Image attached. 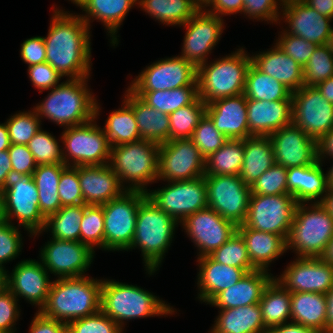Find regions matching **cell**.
<instances>
[{
  "label": "cell",
  "mask_w": 333,
  "mask_h": 333,
  "mask_svg": "<svg viewBox=\"0 0 333 333\" xmlns=\"http://www.w3.org/2000/svg\"><path fill=\"white\" fill-rule=\"evenodd\" d=\"M52 6L48 34L43 37L46 62L66 79L91 77V29L78 13Z\"/></svg>",
  "instance_id": "1"
},
{
  "label": "cell",
  "mask_w": 333,
  "mask_h": 333,
  "mask_svg": "<svg viewBox=\"0 0 333 333\" xmlns=\"http://www.w3.org/2000/svg\"><path fill=\"white\" fill-rule=\"evenodd\" d=\"M102 279L69 277L53 279L42 315L68 324L101 310Z\"/></svg>",
  "instance_id": "2"
},
{
  "label": "cell",
  "mask_w": 333,
  "mask_h": 333,
  "mask_svg": "<svg viewBox=\"0 0 333 333\" xmlns=\"http://www.w3.org/2000/svg\"><path fill=\"white\" fill-rule=\"evenodd\" d=\"M101 311L123 330L132 319L177 314L173 306L148 290L115 279H103Z\"/></svg>",
  "instance_id": "3"
},
{
  "label": "cell",
  "mask_w": 333,
  "mask_h": 333,
  "mask_svg": "<svg viewBox=\"0 0 333 333\" xmlns=\"http://www.w3.org/2000/svg\"><path fill=\"white\" fill-rule=\"evenodd\" d=\"M89 78L66 79L50 89L47 97L33 107L41 122L44 117L67 128L85 124L95 118L97 99L88 88Z\"/></svg>",
  "instance_id": "4"
},
{
  "label": "cell",
  "mask_w": 333,
  "mask_h": 333,
  "mask_svg": "<svg viewBox=\"0 0 333 333\" xmlns=\"http://www.w3.org/2000/svg\"><path fill=\"white\" fill-rule=\"evenodd\" d=\"M180 225L170 215L146 198L138 208L136 229L131 246L126 251L139 249L148 275H154L168 253L176 228Z\"/></svg>",
  "instance_id": "5"
},
{
  "label": "cell",
  "mask_w": 333,
  "mask_h": 333,
  "mask_svg": "<svg viewBox=\"0 0 333 333\" xmlns=\"http://www.w3.org/2000/svg\"><path fill=\"white\" fill-rule=\"evenodd\" d=\"M252 62L243 46L231 54L205 62L197 68L199 97L205 104L244 94L246 73Z\"/></svg>",
  "instance_id": "6"
},
{
  "label": "cell",
  "mask_w": 333,
  "mask_h": 333,
  "mask_svg": "<svg viewBox=\"0 0 333 333\" xmlns=\"http://www.w3.org/2000/svg\"><path fill=\"white\" fill-rule=\"evenodd\" d=\"M159 150L160 144L143 139L111 146L109 165L126 190L147 192L158 182Z\"/></svg>",
  "instance_id": "7"
},
{
  "label": "cell",
  "mask_w": 333,
  "mask_h": 333,
  "mask_svg": "<svg viewBox=\"0 0 333 333\" xmlns=\"http://www.w3.org/2000/svg\"><path fill=\"white\" fill-rule=\"evenodd\" d=\"M333 237V217L320 203L297 204L287 250L297 257L321 258Z\"/></svg>",
  "instance_id": "8"
},
{
  "label": "cell",
  "mask_w": 333,
  "mask_h": 333,
  "mask_svg": "<svg viewBox=\"0 0 333 333\" xmlns=\"http://www.w3.org/2000/svg\"><path fill=\"white\" fill-rule=\"evenodd\" d=\"M100 110V103L96 100L95 118L82 125L63 128L60 140L66 166L109 164L111 146L96 121Z\"/></svg>",
  "instance_id": "9"
},
{
  "label": "cell",
  "mask_w": 333,
  "mask_h": 333,
  "mask_svg": "<svg viewBox=\"0 0 333 333\" xmlns=\"http://www.w3.org/2000/svg\"><path fill=\"white\" fill-rule=\"evenodd\" d=\"M146 192L126 190L103 207L105 251H126L133 241L139 205L146 199Z\"/></svg>",
  "instance_id": "10"
},
{
  "label": "cell",
  "mask_w": 333,
  "mask_h": 333,
  "mask_svg": "<svg viewBox=\"0 0 333 333\" xmlns=\"http://www.w3.org/2000/svg\"><path fill=\"white\" fill-rule=\"evenodd\" d=\"M6 221L24 227L29 236L43 230L45 217L39 209V195L32 174L12 175L3 189Z\"/></svg>",
  "instance_id": "11"
},
{
  "label": "cell",
  "mask_w": 333,
  "mask_h": 333,
  "mask_svg": "<svg viewBox=\"0 0 333 333\" xmlns=\"http://www.w3.org/2000/svg\"><path fill=\"white\" fill-rule=\"evenodd\" d=\"M146 197L178 223L187 216L208 208L204 176L192 180L167 181L165 186L148 189Z\"/></svg>",
  "instance_id": "12"
},
{
  "label": "cell",
  "mask_w": 333,
  "mask_h": 333,
  "mask_svg": "<svg viewBox=\"0 0 333 333\" xmlns=\"http://www.w3.org/2000/svg\"><path fill=\"white\" fill-rule=\"evenodd\" d=\"M204 178L208 207L236 226L244 224L252 194L250 186L239 175H211Z\"/></svg>",
  "instance_id": "13"
},
{
  "label": "cell",
  "mask_w": 333,
  "mask_h": 333,
  "mask_svg": "<svg viewBox=\"0 0 333 333\" xmlns=\"http://www.w3.org/2000/svg\"><path fill=\"white\" fill-rule=\"evenodd\" d=\"M297 204L290 194H251L244 225L257 231L278 234L287 241Z\"/></svg>",
  "instance_id": "14"
},
{
  "label": "cell",
  "mask_w": 333,
  "mask_h": 333,
  "mask_svg": "<svg viewBox=\"0 0 333 333\" xmlns=\"http://www.w3.org/2000/svg\"><path fill=\"white\" fill-rule=\"evenodd\" d=\"M198 86L197 68L181 56L166 57L146 66L131 81V91H163Z\"/></svg>",
  "instance_id": "15"
},
{
  "label": "cell",
  "mask_w": 333,
  "mask_h": 333,
  "mask_svg": "<svg viewBox=\"0 0 333 333\" xmlns=\"http://www.w3.org/2000/svg\"><path fill=\"white\" fill-rule=\"evenodd\" d=\"M292 123L315 141L333 128V104L315 86H302L291 95Z\"/></svg>",
  "instance_id": "16"
},
{
  "label": "cell",
  "mask_w": 333,
  "mask_h": 333,
  "mask_svg": "<svg viewBox=\"0 0 333 333\" xmlns=\"http://www.w3.org/2000/svg\"><path fill=\"white\" fill-rule=\"evenodd\" d=\"M50 240V241H49ZM40 248L39 259L49 274L57 278L86 276L95 251L80 241L50 238Z\"/></svg>",
  "instance_id": "17"
},
{
  "label": "cell",
  "mask_w": 333,
  "mask_h": 333,
  "mask_svg": "<svg viewBox=\"0 0 333 333\" xmlns=\"http://www.w3.org/2000/svg\"><path fill=\"white\" fill-rule=\"evenodd\" d=\"M205 176V158L191 139L160 144L158 181H183Z\"/></svg>",
  "instance_id": "18"
},
{
  "label": "cell",
  "mask_w": 333,
  "mask_h": 333,
  "mask_svg": "<svg viewBox=\"0 0 333 333\" xmlns=\"http://www.w3.org/2000/svg\"><path fill=\"white\" fill-rule=\"evenodd\" d=\"M224 19L200 9L182 26L186 29L181 56L196 68L208 60L225 29Z\"/></svg>",
  "instance_id": "19"
},
{
  "label": "cell",
  "mask_w": 333,
  "mask_h": 333,
  "mask_svg": "<svg viewBox=\"0 0 333 333\" xmlns=\"http://www.w3.org/2000/svg\"><path fill=\"white\" fill-rule=\"evenodd\" d=\"M180 226L197 247L198 258L210 255L237 232L233 222L209 207L187 216Z\"/></svg>",
  "instance_id": "20"
},
{
  "label": "cell",
  "mask_w": 333,
  "mask_h": 333,
  "mask_svg": "<svg viewBox=\"0 0 333 333\" xmlns=\"http://www.w3.org/2000/svg\"><path fill=\"white\" fill-rule=\"evenodd\" d=\"M294 260L279 277L274 276L286 290L326 294L333 287V265L322 258L296 257Z\"/></svg>",
  "instance_id": "21"
},
{
  "label": "cell",
  "mask_w": 333,
  "mask_h": 333,
  "mask_svg": "<svg viewBox=\"0 0 333 333\" xmlns=\"http://www.w3.org/2000/svg\"><path fill=\"white\" fill-rule=\"evenodd\" d=\"M280 15L279 25L281 20L287 25L285 32L316 45L332 43L333 20L324 17L303 0H284Z\"/></svg>",
  "instance_id": "22"
},
{
  "label": "cell",
  "mask_w": 333,
  "mask_h": 333,
  "mask_svg": "<svg viewBox=\"0 0 333 333\" xmlns=\"http://www.w3.org/2000/svg\"><path fill=\"white\" fill-rule=\"evenodd\" d=\"M275 164L286 169L314 164L318 161L317 141L294 123L282 127L269 136Z\"/></svg>",
  "instance_id": "23"
},
{
  "label": "cell",
  "mask_w": 333,
  "mask_h": 333,
  "mask_svg": "<svg viewBox=\"0 0 333 333\" xmlns=\"http://www.w3.org/2000/svg\"><path fill=\"white\" fill-rule=\"evenodd\" d=\"M7 273V287L19 300L23 298L38 308L45 305L52 280L40 260L25 259L16 263L11 273Z\"/></svg>",
  "instance_id": "24"
},
{
  "label": "cell",
  "mask_w": 333,
  "mask_h": 333,
  "mask_svg": "<svg viewBox=\"0 0 333 333\" xmlns=\"http://www.w3.org/2000/svg\"><path fill=\"white\" fill-rule=\"evenodd\" d=\"M247 114V98L244 94L218 99L206 106V115L228 139H245L251 136Z\"/></svg>",
  "instance_id": "25"
},
{
  "label": "cell",
  "mask_w": 333,
  "mask_h": 333,
  "mask_svg": "<svg viewBox=\"0 0 333 333\" xmlns=\"http://www.w3.org/2000/svg\"><path fill=\"white\" fill-rule=\"evenodd\" d=\"M78 177L86 205H104L126 191L109 164L78 166Z\"/></svg>",
  "instance_id": "26"
},
{
  "label": "cell",
  "mask_w": 333,
  "mask_h": 333,
  "mask_svg": "<svg viewBox=\"0 0 333 333\" xmlns=\"http://www.w3.org/2000/svg\"><path fill=\"white\" fill-rule=\"evenodd\" d=\"M78 6L84 14L79 16L91 29V23L94 20L101 22L107 30L110 37L111 46L119 44V28L123 25L127 14L135 5L138 6V0H69Z\"/></svg>",
  "instance_id": "27"
},
{
  "label": "cell",
  "mask_w": 333,
  "mask_h": 333,
  "mask_svg": "<svg viewBox=\"0 0 333 333\" xmlns=\"http://www.w3.org/2000/svg\"><path fill=\"white\" fill-rule=\"evenodd\" d=\"M249 134L270 136L292 123V100L264 101L247 98Z\"/></svg>",
  "instance_id": "28"
},
{
  "label": "cell",
  "mask_w": 333,
  "mask_h": 333,
  "mask_svg": "<svg viewBox=\"0 0 333 333\" xmlns=\"http://www.w3.org/2000/svg\"><path fill=\"white\" fill-rule=\"evenodd\" d=\"M197 299L206 305L221 291L236 284L246 272L242 268L224 265L209 255L197 258Z\"/></svg>",
  "instance_id": "29"
},
{
  "label": "cell",
  "mask_w": 333,
  "mask_h": 333,
  "mask_svg": "<svg viewBox=\"0 0 333 333\" xmlns=\"http://www.w3.org/2000/svg\"><path fill=\"white\" fill-rule=\"evenodd\" d=\"M323 163L291 167L287 169V191L298 204L320 203L328 192L327 172L324 173Z\"/></svg>",
  "instance_id": "30"
},
{
  "label": "cell",
  "mask_w": 333,
  "mask_h": 333,
  "mask_svg": "<svg viewBox=\"0 0 333 333\" xmlns=\"http://www.w3.org/2000/svg\"><path fill=\"white\" fill-rule=\"evenodd\" d=\"M274 278L265 270L246 273L236 284L219 292L208 304L219 309H230L259 303L265 287Z\"/></svg>",
  "instance_id": "31"
},
{
  "label": "cell",
  "mask_w": 333,
  "mask_h": 333,
  "mask_svg": "<svg viewBox=\"0 0 333 333\" xmlns=\"http://www.w3.org/2000/svg\"><path fill=\"white\" fill-rule=\"evenodd\" d=\"M251 58L260 71L274 77L292 93L304 86L303 67L284 53L276 43L267 51L254 53Z\"/></svg>",
  "instance_id": "32"
},
{
  "label": "cell",
  "mask_w": 333,
  "mask_h": 333,
  "mask_svg": "<svg viewBox=\"0 0 333 333\" xmlns=\"http://www.w3.org/2000/svg\"><path fill=\"white\" fill-rule=\"evenodd\" d=\"M242 236L249 259L257 270L270 271L269 267L287 252V241L278 234L257 231L244 224L237 226Z\"/></svg>",
  "instance_id": "33"
},
{
  "label": "cell",
  "mask_w": 333,
  "mask_h": 333,
  "mask_svg": "<svg viewBox=\"0 0 333 333\" xmlns=\"http://www.w3.org/2000/svg\"><path fill=\"white\" fill-rule=\"evenodd\" d=\"M123 96V100L133 109L141 139L158 144L170 141L168 114L147 105L129 88Z\"/></svg>",
  "instance_id": "34"
},
{
  "label": "cell",
  "mask_w": 333,
  "mask_h": 333,
  "mask_svg": "<svg viewBox=\"0 0 333 333\" xmlns=\"http://www.w3.org/2000/svg\"><path fill=\"white\" fill-rule=\"evenodd\" d=\"M218 312L210 333H267L259 303Z\"/></svg>",
  "instance_id": "35"
},
{
  "label": "cell",
  "mask_w": 333,
  "mask_h": 333,
  "mask_svg": "<svg viewBox=\"0 0 333 333\" xmlns=\"http://www.w3.org/2000/svg\"><path fill=\"white\" fill-rule=\"evenodd\" d=\"M244 160L239 174L251 186L265 171L275 164L273 146L269 136L252 135L243 139Z\"/></svg>",
  "instance_id": "36"
},
{
  "label": "cell",
  "mask_w": 333,
  "mask_h": 333,
  "mask_svg": "<svg viewBox=\"0 0 333 333\" xmlns=\"http://www.w3.org/2000/svg\"><path fill=\"white\" fill-rule=\"evenodd\" d=\"M326 305L325 294L291 293V322L326 333Z\"/></svg>",
  "instance_id": "37"
},
{
  "label": "cell",
  "mask_w": 333,
  "mask_h": 333,
  "mask_svg": "<svg viewBox=\"0 0 333 333\" xmlns=\"http://www.w3.org/2000/svg\"><path fill=\"white\" fill-rule=\"evenodd\" d=\"M259 304L267 329L291 322V292L276 279L273 278L265 287Z\"/></svg>",
  "instance_id": "38"
},
{
  "label": "cell",
  "mask_w": 333,
  "mask_h": 333,
  "mask_svg": "<svg viewBox=\"0 0 333 333\" xmlns=\"http://www.w3.org/2000/svg\"><path fill=\"white\" fill-rule=\"evenodd\" d=\"M65 164L37 165L32 174L39 195V209L42 215L48 216L61 209V201L58 195L59 180Z\"/></svg>",
  "instance_id": "39"
},
{
  "label": "cell",
  "mask_w": 333,
  "mask_h": 333,
  "mask_svg": "<svg viewBox=\"0 0 333 333\" xmlns=\"http://www.w3.org/2000/svg\"><path fill=\"white\" fill-rule=\"evenodd\" d=\"M138 7L158 23L179 27L200 10L194 0H138Z\"/></svg>",
  "instance_id": "40"
},
{
  "label": "cell",
  "mask_w": 333,
  "mask_h": 333,
  "mask_svg": "<svg viewBox=\"0 0 333 333\" xmlns=\"http://www.w3.org/2000/svg\"><path fill=\"white\" fill-rule=\"evenodd\" d=\"M84 214L83 205L63 206L56 213L45 219L42 231L32 234L39 236L44 232L51 233V238L69 241H80L81 221Z\"/></svg>",
  "instance_id": "41"
},
{
  "label": "cell",
  "mask_w": 333,
  "mask_h": 333,
  "mask_svg": "<svg viewBox=\"0 0 333 333\" xmlns=\"http://www.w3.org/2000/svg\"><path fill=\"white\" fill-rule=\"evenodd\" d=\"M244 95L248 99L292 100V92L274 77L260 71L252 62L246 73Z\"/></svg>",
  "instance_id": "42"
},
{
  "label": "cell",
  "mask_w": 333,
  "mask_h": 333,
  "mask_svg": "<svg viewBox=\"0 0 333 333\" xmlns=\"http://www.w3.org/2000/svg\"><path fill=\"white\" fill-rule=\"evenodd\" d=\"M105 121L103 131L110 146L141 140L133 109L124 100L121 108L111 111Z\"/></svg>",
  "instance_id": "43"
},
{
  "label": "cell",
  "mask_w": 333,
  "mask_h": 333,
  "mask_svg": "<svg viewBox=\"0 0 333 333\" xmlns=\"http://www.w3.org/2000/svg\"><path fill=\"white\" fill-rule=\"evenodd\" d=\"M244 160L243 139H228L205 159V176L239 175Z\"/></svg>",
  "instance_id": "44"
},
{
  "label": "cell",
  "mask_w": 333,
  "mask_h": 333,
  "mask_svg": "<svg viewBox=\"0 0 333 333\" xmlns=\"http://www.w3.org/2000/svg\"><path fill=\"white\" fill-rule=\"evenodd\" d=\"M147 105L165 114L192 104L198 97V86H183L163 91H132Z\"/></svg>",
  "instance_id": "45"
},
{
  "label": "cell",
  "mask_w": 333,
  "mask_h": 333,
  "mask_svg": "<svg viewBox=\"0 0 333 333\" xmlns=\"http://www.w3.org/2000/svg\"><path fill=\"white\" fill-rule=\"evenodd\" d=\"M206 106L200 97L192 104L181 107L169 114L170 141L190 139L194 129L206 114Z\"/></svg>",
  "instance_id": "46"
},
{
  "label": "cell",
  "mask_w": 333,
  "mask_h": 333,
  "mask_svg": "<svg viewBox=\"0 0 333 333\" xmlns=\"http://www.w3.org/2000/svg\"><path fill=\"white\" fill-rule=\"evenodd\" d=\"M80 242L92 251L99 248L105 251L104 212L102 205L84 204L81 221Z\"/></svg>",
  "instance_id": "47"
},
{
  "label": "cell",
  "mask_w": 333,
  "mask_h": 333,
  "mask_svg": "<svg viewBox=\"0 0 333 333\" xmlns=\"http://www.w3.org/2000/svg\"><path fill=\"white\" fill-rule=\"evenodd\" d=\"M333 76V45H317L303 67L304 85L316 86Z\"/></svg>",
  "instance_id": "48"
},
{
  "label": "cell",
  "mask_w": 333,
  "mask_h": 333,
  "mask_svg": "<svg viewBox=\"0 0 333 333\" xmlns=\"http://www.w3.org/2000/svg\"><path fill=\"white\" fill-rule=\"evenodd\" d=\"M209 256L224 265L242 268L246 273L257 270L252 265L245 242L238 232Z\"/></svg>",
  "instance_id": "49"
},
{
  "label": "cell",
  "mask_w": 333,
  "mask_h": 333,
  "mask_svg": "<svg viewBox=\"0 0 333 333\" xmlns=\"http://www.w3.org/2000/svg\"><path fill=\"white\" fill-rule=\"evenodd\" d=\"M42 128L27 143L37 165L64 164L60 140Z\"/></svg>",
  "instance_id": "50"
},
{
  "label": "cell",
  "mask_w": 333,
  "mask_h": 333,
  "mask_svg": "<svg viewBox=\"0 0 333 333\" xmlns=\"http://www.w3.org/2000/svg\"><path fill=\"white\" fill-rule=\"evenodd\" d=\"M11 144L27 145L33 136L42 128L41 119L36 111H20L11 115L5 122Z\"/></svg>",
  "instance_id": "51"
},
{
  "label": "cell",
  "mask_w": 333,
  "mask_h": 333,
  "mask_svg": "<svg viewBox=\"0 0 333 333\" xmlns=\"http://www.w3.org/2000/svg\"><path fill=\"white\" fill-rule=\"evenodd\" d=\"M206 159L222 147L228 138L220 133L211 119L205 114L194 129L190 138Z\"/></svg>",
  "instance_id": "52"
},
{
  "label": "cell",
  "mask_w": 333,
  "mask_h": 333,
  "mask_svg": "<svg viewBox=\"0 0 333 333\" xmlns=\"http://www.w3.org/2000/svg\"><path fill=\"white\" fill-rule=\"evenodd\" d=\"M250 189L252 194L269 196L289 194L287 191V169L274 164L250 186Z\"/></svg>",
  "instance_id": "53"
},
{
  "label": "cell",
  "mask_w": 333,
  "mask_h": 333,
  "mask_svg": "<svg viewBox=\"0 0 333 333\" xmlns=\"http://www.w3.org/2000/svg\"><path fill=\"white\" fill-rule=\"evenodd\" d=\"M67 325L68 333H123L124 330L101 310L90 316L73 320Z\"/></svg>",
  "instance_id": "54"
},
{
  "label": "cell",
  "mask_w": 333,
  "mask_h": 333,
  "mask_svg": "<svg viewBox=\"0 0 333 333\" xmlns=\"http://www.w3.org/2000/svg\"><path fill=\"white\" fill-rule=\"evenodd\" d=\"M19 229V226L6 220L0 223V267L3 269H6L5 263L15 260L22 253L24 244Z\"/></svg>",
  "instance_id": "55"
},
{
  "label": "cell",
  "mask_w": 333,
  "mask_h": 333,
  "mask_svg": "<svg viewBox=\"0 0 333 333\" xmlns=\"http://www.w3.org/2000/svg\"><path fill=\"white\" fill-rule=\"evenodd\" d=\"M279 33L275 43L284 53L289 55L301 67H304L317 45L302 37L289 34L283 29Z\"/></svg>",
  "instance_id": "56"
},
{
  "label": "cell",
  "mask_w": 333,
  "mask_h": 333,
  "mask_svg": "<svg viewBox=\"0 0 333 333\" xmlns=\"http://www.w3.org/2000/svg\"><path fill=\"white\" fill-rule=\"evenodd\" d=\"M58 195L61 206L83 205L78 166H67L60 175Z\"/></svg>",
  "instance_id": "57"
},
{
  "label": "cell",
  "mask_w": 333,
  "mask_h": 333,
  "mask_svg": "<svg viewBox=\"0 0 333 333\" xmlns=\"http://www.w3.org/2000/svg\"><path fill=\"white\" fill-rule=\"evenodd\" d=\"M243 14L249 19L279 24L284 0H243Z\"/></svg>",
  "instance_id": "58"
},
{
  "label": "cell",
  "mask_w": 333,
  "mask_h": 333,
  "mask_svg": "<svg viewBox=\"0 0 333 333\" xmlns=\"http://www.w3.org/2000/svg\"><path fill=\"white\" fill-rule=\"evenodd\" d=\"M19 300L7 288L0 293V331L15 333L16 322L21 315Z\"/></svg>",
  "instance_id": "59"
},
{
  "label": "cell",
  "mask_w": 333,
  "mask_h": 333,
  "mask_svg": "<svg viewBox=\"0 0 333 333\" xmlns=\"http://www.w3.org/2000/svg\"><path fill=\"white\" fill-rule=\"evenodd\" d=\"M27 71L32 85L39 93L57 87L62 83L61 78H64L47 62L28 66Z\"/></svg>",
  "instance_id": "60"
},
{
  "label": "cell",
  "mask_w": 333,
  "mask_h": 333,
  "mask_svg": "<svg viewBox=\"0 0 333 333\" xmlns=\"http://www.w3.org/2000/svg\"><path fill=\"white\" fill-rule=\"evenodd\" d=\"M8 152L13 175L33 174L37 164L27 145L11 144Z\"/></svg>",
  "instance_id": "61"
},
{
  "label": "cell",
  "mask_w": 333,
  "mask_h": 333,
  "mask_svg": "<svg viewBox=\"0 0 333 333\" xmlns=\"http://www.w3.org/2000/svg\"><path fill=\"white\" fill-rule=\"evenodd\" d=\"M21 59L28 66L46 62V47L43 36L24 40L20 48Z\"/></svg>",
  "instance_id": "62"
},
{
  "label": "cell",
  "mask_w": 333,
  "mask_h": 333,
  "mask_svg": "<svg viewBox=\"0 0 333 333\" xmlns=\"http://www.w3.org/2000/svg\"><path fill=\"white\" fill-rule=\"evenodd\" d=\"M34 315L29 333H68L65 323L48 318L38 311Z\"/></svg>",
  "instance_id": "63"
},
{
  "label": "cell",
  "mask_w": 333,
  "mask_h": 333,
  "mask_svg": "<svg viewBox=\"0 0 333 333\" xmlns=\"http://www.w3.org/2000/svg\"><path fill=\"white\" fill-rule=\"evenodd\" d=\"M243 8V0H212L204 10L223 18L228 15L243 14Z\"/></svg>",
  "instance_id": "64"
},
{
  "label": "cell",
  "mask_w": 333,
  "mask_h": 333,
  "mask_svg": "<svg viewBox=\"0 0 333 333\" xmlns=\"http://www.w3.org/2000/svg\"><path fill=\"white\" fill-rule=\"evenodd\" d=\"M318 161L333 159V128L317 141Z\"/></svg>",
  "instance_id": "65"
},
{
  "label": "cell",
  "mask_w": 333,
  "mask_h": 333,
  "mask_svg": "<svg viewBox=\"0 0 333 333\" xmlns=\"http://www.w3.org/2000/svg\"><path fill=\"white\" fill-rule=\"evenodd\" d=\"M12 172V164L8 150L0 151V188L3 190L8 184Z\"/></svg>",
  "instance_id": "66"
},
{
  "label": "cell",
  "mask_w": 333,
  "mask_h": 333,
  "mask_svg": "<svg viewBox=\"0 0 333 333\" xmlns=\"http://www.w3.org/2000/svg\"><path fill=\"white\" fill-rule=\"evenodd\" d=\"M267 333H322L316 329L305 327L294 322H287L282 325L274 326L267 330Z\"/></svg>",
  "instance_id": "67"
},
{
  "label": "cell",
  "mask_w": 333,
  "mask_h": 333,
  "mask_svg": "<svg viewBox=\"0 0 333 333\" xmlns=\"http://www.w3.org/2000/svg\"><path fill=\"white\" fill-rule=\"evenodd\" d=\"M324 17L333 20V0H303Z\"/></svg>",
  "instance_id": "68"
},
{
  "label": "cell",
  "mask_w": 333,
  "mask_h": 333,
  "mask_svg": "<svg viewBox=\"0 0 333 333\" xmlns=\"http://www.w3.org/2000/svg\"><path fill=\"white\" fill-rule=\"evenodd\" d=\"M326 305V333H333V287L325 294Z\"/></svg>",
  "instance_id": "69"
},
{
  "label": "cell",
  "mask_w": 333,
  "mask_h": 333,
  "mask_svg": "<svg viewBox=\"0 0 333 333\" xmlns=\"http://www.w3.org/2000/svg\"><path fill=\"white\" fill-rule=\"evenodd\" d=\"M323 98L333 104V76L315 86Z\"/></svg>",
  "instance_id": "70"
},
{
  "label": "cell",
  "mask_w": 333,
  "mask_h": 333,
  "mask_svg": "<svg viewBox=\"0 0 333 333\" xmlns=\"http://www.w3.org/2000/svg\"><path fill=\"white\" fill-rule=\"evenodd\" d=\"M11 143L6 123H0V151L8 150Z\"/></svg>",
  "instance_id": "71"
},
{
  "label": "cell",
  "mask_w": 333,
  "mask_h": 333,
  "mask_svg": "<svg viewBox=\"0 0 333 333\" xmlns=\"http://www.w3.org/2000/svg\"><path fill=\"white\" fill-rule=\"evenodd\" d=\"M320 204L329 212L333 217V188L329 187L328 192L324 195Z\"/></svg>",
  "instance_id": "72"
},
{
  "label": "cell",
  "mask_w": 333,
  "mask_h": 333,
  "mask_svg": "<svg viewBox=\"0 0 333 333\" xmlns=\"http://www.w3.org/2000/svg\"><path fill=\"white\" fill-rule=\"evenodd\" d=\"M321 258L333 265V237L330 239L327 248Z\"/></svg>",
  "instance_id": "73"
},
{
  "label": "cell",
  "mask_w": 333,
  "mask_h": 333,
  "mask_svg": "<svg viewBox=\"0 0 333 333\" xmlns=\"http://www.w3.org/2000/svg\"><path fill=\"white\" fill-rule=\"evenodd\" d=\"M7 269H3L0 267V293H2L5 289H7Z\"/></svg>",
  "instance_id": "74"
},
{
  "label": "cell",
  "mask_w": 333,
  "mask_h": 333,
  "mask_svg": "<svg viewBox=\"0 0 333 333\" xmlns=\"http://www.w3.org/2000/svg\"><path fill=\"white\" fill-rule=\"evenodd\" d=\"M5 211H4V196L3 190L0 188V223L5 221Z\"/></svg>",
  "instance_id": "75"
},
{
  "label": "cell",
  "mask_w": 333,
  "mask_h": 333,
  "mask_svg": "<svg viewBox=\"0 0 333 333\" xmlns=\"http://www.w3.org/2000/svg\"><path fill=\"white\" fill-rule=\"evenodd\" d=\"M326 172H327L329 187L333 188V164Z\"/></svg>",
  "instance_id": "76"
},
{
  "label": "cell",
  "mask_w": 333,
  "mask_h": 333,
  "mask_svg": "<svg viewBox=\"0 0 333 333\" xmlns=\"http://www.w3.org/2000/svg\"><path fill=\"white\" fill-rule=\"evenodd\" d=\"M212 0H194L195 4L200 8L204 9Z\"/></svg>",
  "instance_id": "77"
}]
</instances>
